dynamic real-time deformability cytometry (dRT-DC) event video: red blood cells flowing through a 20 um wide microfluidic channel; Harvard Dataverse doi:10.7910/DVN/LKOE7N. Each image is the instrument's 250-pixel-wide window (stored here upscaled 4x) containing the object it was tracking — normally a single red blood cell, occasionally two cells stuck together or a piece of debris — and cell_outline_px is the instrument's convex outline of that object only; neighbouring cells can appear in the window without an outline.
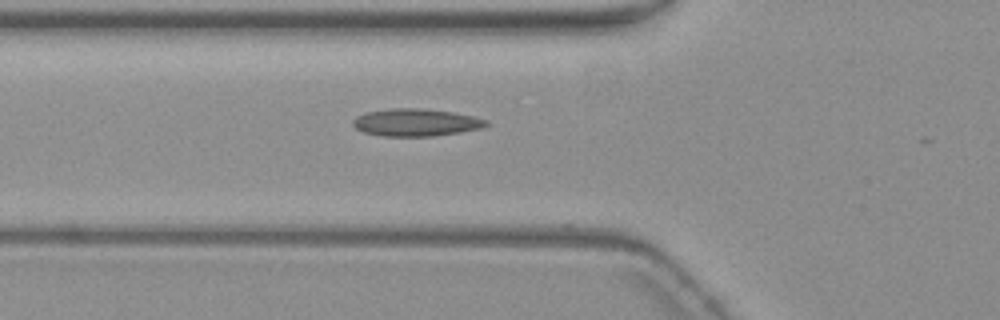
{"species": "common noctule bat (a hibernating species)", "species_latin": "Nyctalus noctula", "temperature_condition": "warm", "stored_images_in_passage": 4, "segment_of_instrument_passage": [1, 2], "camera_frame_rate_fps": 3000, "um_per_image_px": 0.085, "animal": {"sex": "female", "body_mass_g": 19.3, "forearm_length_mm": 54.1}, "frame": {"image": 1, "passage_image": 3, "time_ms": 2.333, "image_size_px": [1000, 320], "cell_outline_px": [[488, 124], [480, 128], [460, 132], [432, 136], [380, 136], [364, 132], [356, 128], [352, 124], [352, 120], [356, 116], [368, 112], [388, 108], [416, 108], [452, 112], [472, 116], [488, 120]], "centroid_in_image_um": [35.31, 10.41], "position_along_channel_um": 90.5, "area_um2": 21.15}}